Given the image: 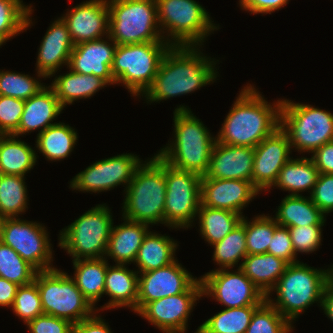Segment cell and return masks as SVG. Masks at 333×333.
Returning <instances> with one entry per match:
<instances>
[{"label":"cell","mask_w":333,"mask_h":333,"mask_svg":"<svg viewBox=\"0 0 333 333\" xmlns=\"http://www.w3.org/2000/svg\"><path fill=\"white\" fill-rule=\"evenodd\" d=\"M201 297L199 278L186 292L149 302L138 315L164 333H185L190 312Z\"/></svg>","instance_id":"2e32d148"},{"label":"cell","mask_w":333,"mask_h":333,"mask_svg":"<svg viewBox=\"0 0 333 333\" xmlns=\"http://www.w3.org/2000/svg\"><path fill=\"white\" fill-rule=\"evenodd\" d=\"M6 42L7 40L2 35H0V46H2Z\"/></svg>","instance_id":"9f6ffc18"},{"label":"cell","mask_w":333,"mask_h":333,"mask_svg":"<svg viewBox=\"0 0 333 333\" xmlns=\"http://www.w3.org/2000/svg\"><path fill=\"white\" fill-rule=\"evenodd\" d=\"M254 148L215 142L205 176L212 179H237L252 182Z\"/></svg>","instance_id":"7402d4cb"},{"label":"cell","mask_w":333,"mask_h":333,"mask_svg":"<svg viewBox=\"0 0 333 333\" xmlns=\"http://www.w3.org/2000/svg\"><path fill=\"white\" fill-rule=\"evenodd\" d=\"M12 309L15 315L26 324L39 315L44 314L41 296L34 281L18 287Z\"/></svg>","instance_id":"ee69618b"},{"label":"cell","mask_w":333,"mask_h":333,"mask_svg":"<svg viewBox=\"0 0 333 333\" xmlns=\"http://www.w3.org/2000/svg\"><path fill=\"white\" fill-rule=\"evenodd\" d=\"M17 138V139H16ZM37 153L14 135H0V173L24 176L34 168Z\"/></svg>","instance_id":"1f68e13d"},{"label":"cell","mask_w":333,"mask_h":333,"mask_svg":"<svg viewBox=\"0 0 333 333\" xmlns=\"http://www.w3.org/2000/svg\"><path fill=\"white\" fill-rule=\"evenodd\" d=\"M267 253L283 259L288 264L299 262L296 259L297 256L295 255L288 227L279 226L275 221V231Z\"/></svg>","instance_id":"7dc6e473"},{"label":"cell","mask_w":333,"mask_h":333,"mask_svg":"<svg viewBox=\"0 0 333 333\" xmlns=\"http://www.w3.org/2000/svg\"><path fill=\"white\" fill-rule=\"evenodd\" d=\"M137 313L149 302L186 292L198 279L194 278L178 260L148 272L138 273Z\"/></svg>","instance_id":"e0dca14e"},{"label":"cell","mask_w":333,"mask_h":333,"mask_svg":"<svg viewBox=\"0 0 333 333\" xmlns=\"http://www.w3.org/2000/svg\"><path fill=\"white\" fill-rule=\"evenodd\" d=\"M260 191L248 180L201 179V203L242 215V210Z\"/></svg>","instance_id":"d6986e66"},{"label":"cell","mask_w":333,"mask_h":333,"mask_svg":"<svg viewBox=\"0 0 333 333\" xmlns=\"http://www.w3.org/2000/svg\"><path fill=\"white\" fill-rule=\"evenodd\" d=\"M34 282L41 296L44 314L76 324L90 318L98 310L84 297L74 280L57 268L38 271Z\"/></svg>","instance_id":"8fae6325"},{"label":"cell","mask_w":333,"mask_h":333,"mask_svg":"<svg viewBox=\"0 0 333 333\" xmlns=\"http://www.w3.org/2000/svg\"><path fill=\"white\" fill-rule=\"evenodd\" d=\"M73 333H112V331L101 316H96L95 313L90 318L73 324Z\"/></svg>","instance_id":"f5cc1de1"},{"label":"cell","mask_w":333,"mask_h":333,"mask_svg":"<svg viewBox=\"0 0 333 333\" xmlns=\"http://www.w3.org/2000/svg\"><path fill=\"white\" fill-rule=\"evenodd\" d=\"M106 37L112 43L101 38L74 45L67 68L80 74L98 76L109 85L116 84L111 66L117 44L110 36Z\"/></svg>","instance_id":"44dd1931"},{"label":"cell","mask_w":333,"mask_h":333,"mask_svg":"<svg viewBox=\"0 0 333 333\" xmlns=\"http://www.w3.org/2000/svg\"><path fill=\"white\" fill-rule=\"evenodd\" d=\"M38 271L10 246L0 241V277L19 286L34 281Z\"/></svg>","instance_id":"ab89813d"},{"label":"cell","mask_w":333,"mask_h":333,"mask_svg":"<svg viewBox=\"0 0 333 333\" xmlns=\"http://www.w3.org/2000/svg\"><path fill=\"white\" fill-rule=\"evenodd\" d=\"M104 294L109 295L111 299L97 312L127 306L137 313L138 272L129 270L126 265L108 266Z\"/></svg>","instance_id":"d4e9b609"},{"label":"cell","mask_w":333,"mask_h":333,"mask_svg":"<svg viewBox=\"0 0 333 333\" xmlns=\"http://www.w3.org/2000/svg\"><path fill=\"white\" fill-rule=\"evenodd\" d=\"M105 204L96 205L60 231L59 246L73 260L105 257L113 225Z\"/></svg>","instance_id":"30bf717a"},{"label":"cell","mask_w":333,"mask_h":333,"mask_svg":"<svg viewBox=\"0 0 333 333\" xmlns=\"http://www.w3.org/2000/svg\"><path fill=\"white\" fill-rule=\"evenodd\" d=\"M71 9L61 18L68 26L74 45L108 36L107 0H89Z\"/></svg>","instance_id":"ffe728a7"},{"label":"cell","mask_w":333,"mask_h":333,"mask_svg":"<svg viewBox=\"0 0 333 333\" xmlns=\"http://www.w3.org/2000/svg\"><path fill=\"white\" fill-rule=\"evenodd\" d=\"M44 87L45 85L27 74L0 70V95L2 96L25 101Z\"/></svg>","instance_id":"7bdbcfd3"},{"label":"cell","mask_w":333,"mask_h":333,"mask_svg":"<svg viewBox=\"0 0 333 333\" xmlns=\"http://www.w3.org/2000/svg\"><path fill=\"white\" fill-rule=\"evenodd\" d=\"M30 333H73V324L62 318L42 314L27 323Z\"/></svg>","instance_id":"681fc988"},{"label":"cell","mask_w":333,"mask_h":333,"mask_svg":"<svg viewBox=\"0 0 333 333\" xmlns=\"http://www.w3.org/2000/svg\"><path fill=\"white\" fill-rule=\"evenodd\" d=\"M173 113L174 139L156 155L176 169L205 176L216 137L188 107L180 105Z\"/></svg>","instance_id":"3957f363"},{"label":"cell","mask_w":333,"mask_h":333,"mask_svg":"<svg viewBox=\"0 0 333 333\" xmlns=\"http://www.w3.org/2000/svg\"><path fill=\"white\" fill-rule=\"evenodd\" d=\"M106 257L73 260L74 280L77 288L94 307L104 295L105 277L109 266Z\"/></svg>","instance_id":"4dcf8cb0"},{"label":"cell","mask_w":333,"mask_h":333,"mask_svg":"<svg viewBox=\"0 0 333 333\" xmlns=\"http://www.w3.org/2000/svg\"><path fill=\"white\" fill-rule=\"evenodd\" d=\"M44 225L20 218H3L0 241L10 246L37 271L53 269V253Z\"/></svg>","instance_id":"4fadbf2b"},{"label":"cell","mask_w":333,"mask_h":333,"mask_svg":"<svg viewBox=\"0 0 333 333\" xmlns=\"http://www.w3.org/2000/svg\"><path fill=\"white\" fill-rule=\"evenodd\" d=\"M77 134L75 128L59 122L37 134L36 148L49 161L62 160L72 152L78 140Z\"/></svg>","instance_id":"836d02e7"},{"label":"cell","mask_w":333,"mask_h":333,"mask_svg":"<svg viewBox=\"0 0 333 333\" xmlns=\"http://www.w3.org/2000/svg\"><path fill=\"white\" fill-rule=\"evenodd\" d=\"M243 216L241 223L245 226L247 254L267 253L275 231V219L271 216L259 215L252 222Z\"/></svg>","instance_id":"60d3db41"},{"label":"cell","mask_w":333,"mask_h":333,"mask_svg":"<svg viewBox=\"0 0 333 333\" xmlns=\"http://www.w3.org/2000/svg\"><path fill=\"white\" fill-rule=\"evenodd\" d=\"M108 36L117 45L166 42L160 31L156 0H107Z\"/></svg>","instance_id":"52a82bcc"},{"label":"cell","mask_w":333,"mask_h":333,"mask_svg":"<svg viewBox=\"0 0 333 333\" xmlns=\"http://www.w3.org/2000/svg\"><path fill=\"white\" fill-rule=\"evenodd\" d=\"M63 109L54 90L45 86L36 95L24 101L19 127L13 135L19 137L37 129L40 134L49 126L57 124L52 122Z\"/></svg>","instance_id":"cb8c5ba5"},{"label":"cell","mask_w":333,"mask_h":333,"mask_svg":"<svg viewBox=\"0 0 333 333\" xmlns=\"http://www.w3.org/2000/svg\"><path fill=\"white\" fill-rule=\"evenodd\" d=\"M322 310L333 322V273L327 279L322 301Z\"/></svg>","instance_id":"11a10c76"},{"label":"cell","mask_w":333,"mask_h":333,"mask_svg":"<svg viewBox=\"0 0 333 333\" xmlns=\"http://www.w3.org/2000/svg\"><path fill=\"white\" fill-rule=\"evenodd\" d=\"M141 163L142 160L131 153L98 160L78 173L70 181V187L79 192L99 193L123 184V186L126 185V190Z\"/></svg>","instance_id":"9a60e30c"},{"label":"cell","mask_w":333,"mask_h":333,"mask_svg":"<svg viewBox=\"0 0 333 333\" xmlns=\"http://www.w3.org/2000/svg\"><path fill=\"white\" fill-rule=\"evenodd\" d=\"M1 222H2V219L0 218V231H1Z\"/></svg>","instance_id":"6f0895ef"},{"label":"cell","mask_w":333,"mask_h":333,"mask_svg":"<svg viewBox=\"0 0 333 333\" xmlns=\"http://www.w3.org/2000/svg\"><path fill=\"white\" fill-rule=\"evenodd\" d=\"M32 7L22 0H0V35L6 40L27 30L32 25Z\"/></svg>","instance_id":"f35d334b"},{"label":"cell","mask_w":333,"mask_h":333,"mask_svg":"<svg viewBox=\"0 0 333 333\" xmlns=\"http://www.w3.org/2000/svg\"><path fill=\"white\" fill-rule=\"evenodd\" d=\"M106 85L109 84L98 76L84 75L70 69L69 73L55 77L49 86L54 90L61 105L65 107L78 99L92 97Z\"/></svg>","instance_id":"f1b7e54d"},{"label":"cell","mask_w":333,"mask_h":333,"mask_svg":"<svg viewBox=\"0 0 333 333\" xmlns=\"http://www.w3.org/2000/svg\"><path fill=\"white\" fill-rule=\"evenodd\" d=\"M197 216L200 234L211 246L220 242L235 229L244 215L229 210L210 208L201 203Z\"/></svg>","instance_id":"e575fe53"},{"label":"cell","mask_w":333,"mask_h":333,"mask_svg":"<svg viewBox=\"0 0 333 333\" xmlns=\"http://www.w3.org/2000/svg\"><path fill=\"white\" fill-rule=\"evenodd\" d=\"M319 172L311 158L290 159L279 171L274 186L291 192L289 195H301L305 190L310 194L316 184Z\"/></svg>","instance_id":"d6a6232c"},{"label":"cell","mask_w":333,"mask_h":333,"mask_svg":"<svg viewBox=\"0 0 333 333\" xmlns=\"http://www.w3.org/2000/svg\"><path fill=\"white\" fill-rule=\"evenodd\" d=\"M281 103L280 99L268 104L254 86L247 84L232 104L216 141L255 148L280 127Z\"/></svg>","instance_id":"7a4b0ae2"},{"label":"cell","mask_w":333,"mask_h":333,"mask_svg":"<svg viewBox=\"0 0 333 333\" xmlns=\"http://www.w3.org/2000/svg\"><path fill=\"white\" fill-rule=\"evenodd\" d=\"M259 306L225 308L201 324L195 333H245Z\"/></svg>","instance_id":"d590c367"},{"label":"cell","mask_w":333,"mask_h":333,"mask_svg":"<svg viewBox=\"0 0 333 333\" xmlns=\"http://www.w3.org/2000/svg\"><path fill=\"white\" fill-rule=\"evenodd\" d=\"M292 325L265 300L254 311L245 333H290Z\"/></svg>","instance_id":"b9f144b4"},{"label":"cell","mask_w":333,"mask_h":333,"mask_svg":"<svg viewBox=\"0 0 333 333\" xmlns=\"http://www.w3.org/2000/svg\"><path fill=\"white\" fill-rule=\"evenodd\" d=\"M215 269L200 277L202 295L212 297L225 308L261 305L266 296L238 267L237 271Z\"/></svg>","instance_id":"5bb4252c"},{"label":"cell","mask_w":333,"mask_h":333,"mask_svg":"<svg viewBox=\"0 0 333 333\" xmlns=\"http://www.w3.org/2000/svg\"><path fill=\"white\" fill-rule=\"evenodd\" d=\"M319 173L333 174V141L325 143L311 155Z\"/></svg>","instance_id":"816d5d0a"},{"label":"cell","mask_w":333,"mask_h":333,"mask_svg":"<svg viewBox=\"0 0 333 333\" xmlns=\"http://www.w3.org/2000/svg\"><path fill=\"white\" fill-rule=\"evenodd\" d=\"M290 154L288 135L279 127L254 148L252 184L260 192L271 189Z\"/></svg>","instance_id":"ac0fdd59"},{"label":"cell","mask_w":333,"mask_h":333,"mask_svg":"<svg viewBox=\"0 0 333 333\" xmlns=\"http://www.w3.org/2000/svg\"><path fill=\"white\" fill-rule=\"evenodd\" d=\"M25 177L0 173V218H18L28 208Z\"/></svg>","instance_id":"8d00e7d4"},{"label":"cell","mask_w":333,"mask_h":333,"mask_svg":"<svg viewBox=\"0 0 333 333\" xmlns=\"http://www.w3.org/2000/svg\"><path fill=\"white\" fill-rule=\"evenodd\" d=\"M199 48L171 46L161 60L153 84L144 93L146 100L160 102L214 82L218 76L216 61L204 56Z\"/></svg>","instance_id":"6da1fadb"},{"label":"cell","mask_w":333,"mask_h":333,"mask_svg":"<svg viewBox=\"0 0 333 333\" xmlns=\"http://www.w3.org/2000/svg\"><path fill=\"white\" fill-rule=\"evenodd\" d=\"M19 285L0 277V306L12 307Z\"/></svg>","instance_id":"db71d44e"},{"label":"cell","mask_w":333,"mask_h":333,"mask_svg":"<svg viewBox=\"0 0 333 333\" xmlns=\"http://www.w3.org/2000/svg\"><path fill=\"white\" fill-rule=\"evenodd\" d=\"M288 263L270 253L247 255L239 268L266 296L283 275Z\"/></svg>","instance_id":"4316f807"},{"label":"cell","mask_w":333,"mask_h":333,"mask_svg":"<svg viewBox=\"0 0 333 333\" xmlns=\"http://www.w3.org/2000/svg\"><path fill=\"white\" fill-rule=\"evenodd\" d=\"M74 43L70 37L67 24L62 18H57L47 30L38 50L36 62L37 76L50 78L61 69L69 65L70 55Z\"/></svg>","instance_id":"603a6c76"},{"label":"cell","mask_w":333,"mask_h":333,"mask_svg":"<svg viewBox=\"0 0 333 333\" xmlns=\"http://www.w3.org/2000/svg\"><path fill=\"white\" fill-rule=\"evenodd\" d=\"M123 220L121 225L112 227L105 256L113 259L116 264L127 265L134 263L138 250L149 232V225Z\"/></svg>","instance_id":"484cf974"},{"label":"cell","mask_w":333,"mask_h":333,"mask_svg":"<svg viewBox=\"0 0 333 333\" xmlns=\"http://www.w3.org/2000/svg\"><path fill=\"white\" fill-rule=\"evenodd\" d=\"M24 111V100L0 95V135H13Z\"/></svg>","instance_id":"bcb514c9"},{"label":"cell","mask_w":333,"mask_h":333,"mask_svg":"<svg viewBox=\"0 0 333 333\" xmlns=\"http://www.w3.org/2000/svg\"><path fill=\"white\" fill-rule=\"evenodd\" d=\"M178 244L169 236L149 231L145 236L134 263L138 273L159 269L173 263Z\"/></svg>","instance_id":"f546056e"},{"label":"cell","mask_w":333,"mask_h":333,"mask_svg":"<svg viewBox=\"0 0 333 333\" xmlns=\"http://www.w3.org/2000/svg\"><path fill=\"white\" fill-rule=\"evenodd\" d=\"M123 219L147 225L164 224L166 198L165 161L154 155L140 164L128 184Z\"/></svg>","instance_id":"5b68a950"},{"label":"cell","mask_w":333,"mask_h":333,"mask_svg":"<svg viewBox=\"0 0 333 333\" xmlns=\"http://www.w3.org/2000/svg\"><path fill=\"white\" fill-rule=\"evenodd\" d=\"M212 247L214 248L213 260L220 266L218 269H233L239 260H243L248 255L245 226L240 222L235 229Z\"/></svg>","instance_id":"74e56055"},{"label":"cell","mask_w":333,"mask_h":333,"mask_svg":"<svg viewBox=\"0 0 333 333\" xmlns=\"http://www.w3.org/2000/svg\"><path fill=\"white\" fill-rule=\"evenodd\" d=\"M273 218L279 226L295 227L324 225L326 215L312 202L310 196L287 195L282 199Z\"/></svg>","instance_id":"83f0119b"},{"label":"cell","mask_w":333,"mask_h":333,"mask_svg":"<svg viewBox=\"0 0 333 333\" xmlns=\"http://www.w3.org/2000/svg\"><path fill=\"white\" fill-rule=\"evenodd\" d=\"M322 226L324 225L288 227L296 256L299 252L312 253L319 249L322 239Z\"/></svg>","instance_id":"f6af8a7d"},{"label":"cell","mask_w":333,"mask_h":333,"mask_svg":"<svg viewBox=\"0 0 333 333\" xmlns=\"http://www.w3.org/2000/svg\"><path fill=\"white\" fill-rule=\"evenodd\" d=\"M172 45L168 42H145L117 45L111 73L116 84H122L133 96L151 87L161 60Z\"/></svg>","instance_id":"ba28073f"},{"label":"cell","mask_w":333,"mask_h":333,"mask_svg":"<svg viewBox=\"0 0 333 333\" xmlns=\"http://www.w3.org/2000/svg\"><path fill=\"white\" fill-rule=\"evenodd\" d=\"M280 127L287 133L291 149L301 153H313L333 141V114L309 104L282 99Z\"/></svg>","instance_id":"9c48e42d"},{"label":"cell","mask_w":333,"mask_h":333,"mask_svg":"<svg viewBox=\"0 0 333 333\" xmlns=\"http://www.w3.org/2000/svg\"><path fill=\"white\" fill-rule=\"evenodd\" d=\"M202 176L176 169L165 162L166 198L164 224L173 228H189L197 219L201 204Z\"/></svg>","instance_id":"7c38bea8"},{"label":"cell","mask_w":333,"mask_h":333,"mask_svg":"<svg viewBox=\"0 0 333 333\" xmlns=\"http://www.w3.org/2000/svg\"><path fill=\"white\" fill-rule=\"evenodd\" d=\"M331 267L317 269L300 261L288 264L283 275L266 295V301L292 324L315 301L322 307L325 284L333 273V265ZM271 291L277 294L275 302L271 300Z\"/></svg>","instance_id":"277c9868"},{"label":"cell","mask_w":333,"mask_h":333,"mask_svg":"<svg viewBox=\"0 0 333 333\" xmlns=\"http://www.w3.org/2000/svg\"><path fill=\"white\" fill-rule=\"evenodd\" d=\"M310 198L324 214L333 211V174L319 173Z\"/></svg>","instance_id":"c3c4849f"},{"label":"cell","mask_w":333,"mask_h":333,"mask_svg":"<svg viewBox=\"0 0 333 333\" xmlns=\"http://www.w3.org/2000/svg\"><path fill=\"white\" fill-rule=\"evenodd\" d=\"M289 0H239L241 8L251 14H271L284 7Z\"/></svg>","instance_id":"f907efd6"},{"label":"cell","mask_w":333,"mask_h":333,"mask_svg":"<svg viewBox=\"0 0 333 333\" xmlns=\"http://www.w3.org/2000/svg\"><path fill=\"white\" fill-rule=\"evenodd\" d=\"M156 4L161 34L172 46H201L205 37L219 29L194 0H156Z\"/></svg>","instance_id":"8992f818"}]
</instances>
